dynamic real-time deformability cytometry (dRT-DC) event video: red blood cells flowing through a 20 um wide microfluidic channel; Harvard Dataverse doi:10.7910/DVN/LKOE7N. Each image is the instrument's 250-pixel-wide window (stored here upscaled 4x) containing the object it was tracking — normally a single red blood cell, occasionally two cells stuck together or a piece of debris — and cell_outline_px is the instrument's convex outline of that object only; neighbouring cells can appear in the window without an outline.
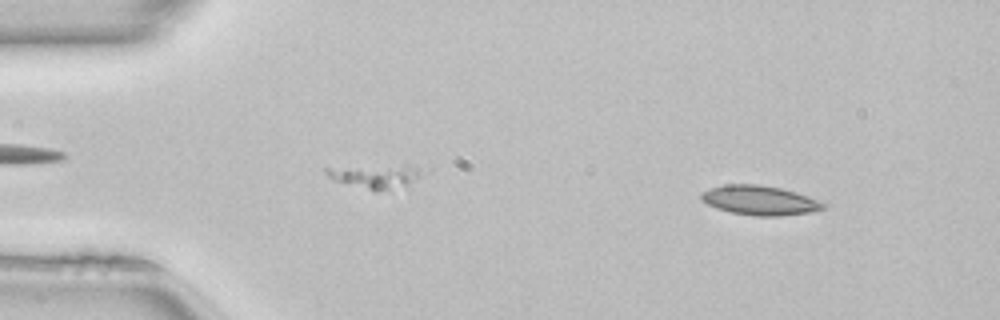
{"species": "common noctule bat (a hibernating species)", "species_latin": "Nyctalus noctula", "temperature_condition": "room temperature", "stored_images_in_passage": 42, "camera_frame_rate_fps": 3000, "um_per_image_px": 0.085, "animal": {"sex": "female", "body_mass_g": 22.7, "forearm_length_mm": 54.2}, "frame": {"image": 1, "passage_image": 5, "time_ms": 1.333, "image_size_px": [1000, 320], "cell_outline_px": [[828, 204], [824, 208], [812, 212], [780, 216], [756, 216], [732, 212], [716, 208], [700, 200], [700, 192], [708, 188], [724, 184], [760, 184], [780, 188], [796, 192]], "centroid_in_image_um": [64.54, 17.02], "position_along_channel_um": 20.5, "area_um2": 21.1}}
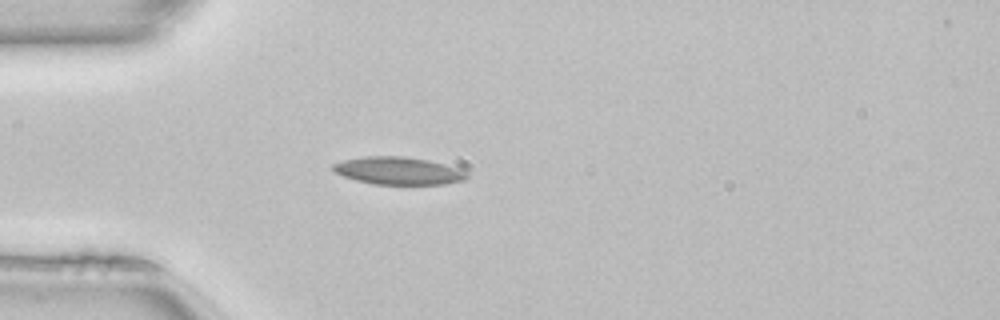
{"frame": {"image": 2, "passage_image": 13, "time_ms": 4.0, "image_size_px": [1000, 320], "cell_outline_px": [[468, 176], [464, 180], [444, 184], [372, 184], [356, 180], [344, 176], [336, 172], [332, 168], [332, 164], [344, 160], [360, 156], [404, 156], [428, 160], [444, 164], [456, 168], [464, 172]], "centroid_in_image_um": [33.82, 14.51], "position_along_channel_um": 51.2, "area_um2": 21.33}}
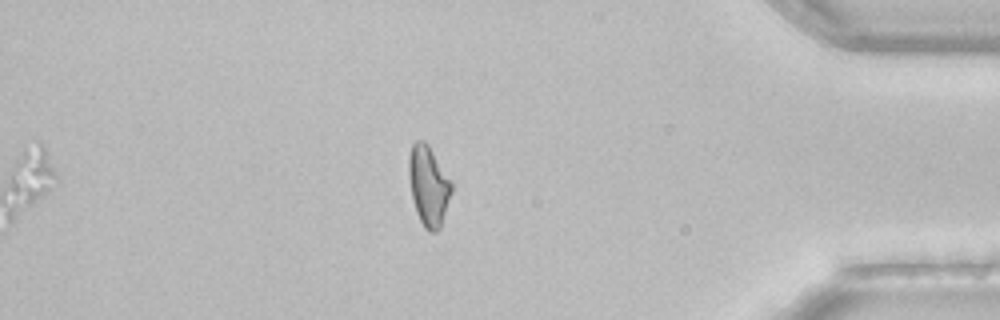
{"frame": {"image": 3, "passage_image": 42, "time_ms": 13.667, "image_size_px": [1000, 320], "cell_outline_px": [[452, 192], [440, 228], [436, 232], [428, 232], [424, 228], [416, 212], [412, 200], [408, 176], [408, 156], [412, 144], [416, 140], [424, 140], [428, 144], [452, 184]], "centroid_in_image_um": [36.39, 15.8], "position_along_channel_um": 398.8, "area_um2": 19.94}, "authors_computed_cell_mechanics": {"area_um2": 20.1144, "velocity_mm_per_s": 4.0942, "shape_relaxation_time_tau1_ms": null, "shape_relaxation_time_tau2_ms": 4.0965, "deformation_change_tau1": null, "deformation_change_tau2": 0.1069}}